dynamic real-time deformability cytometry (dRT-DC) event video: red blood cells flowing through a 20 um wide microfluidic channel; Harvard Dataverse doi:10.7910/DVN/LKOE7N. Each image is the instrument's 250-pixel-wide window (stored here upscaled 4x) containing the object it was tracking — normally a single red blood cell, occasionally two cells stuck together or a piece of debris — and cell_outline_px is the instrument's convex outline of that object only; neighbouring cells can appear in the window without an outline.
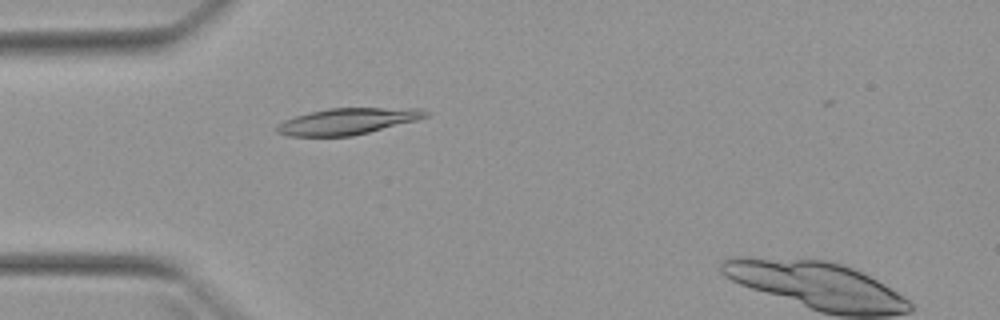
{"species": "Egyptian fruit bat (a non-hibernating species)", "species_latin": "Rousettus aegyptiacus", "temperature_condition": "warm", "stored_images_in_passage": 5, "camera_frame_rate_fps": 3000, "um_per_image_px": 0.085, "animal": {"sex": "female"}, "frame": {"image": 1, "passage_image": 4, "time_ms": 4.667, "image_size_px": [1000, 320], "cell_outline_px": [[428, 116], [416, 120], [352, 136], [288, 136], [276, 132], [276, 128], [284, 120], [308, 112], [328, 108], [420, 108], [428, 112]], "centroid_in_image_um": [29.52, 10.3], "position_along_channel_um": 55.5, "area_um2": 22.6}}